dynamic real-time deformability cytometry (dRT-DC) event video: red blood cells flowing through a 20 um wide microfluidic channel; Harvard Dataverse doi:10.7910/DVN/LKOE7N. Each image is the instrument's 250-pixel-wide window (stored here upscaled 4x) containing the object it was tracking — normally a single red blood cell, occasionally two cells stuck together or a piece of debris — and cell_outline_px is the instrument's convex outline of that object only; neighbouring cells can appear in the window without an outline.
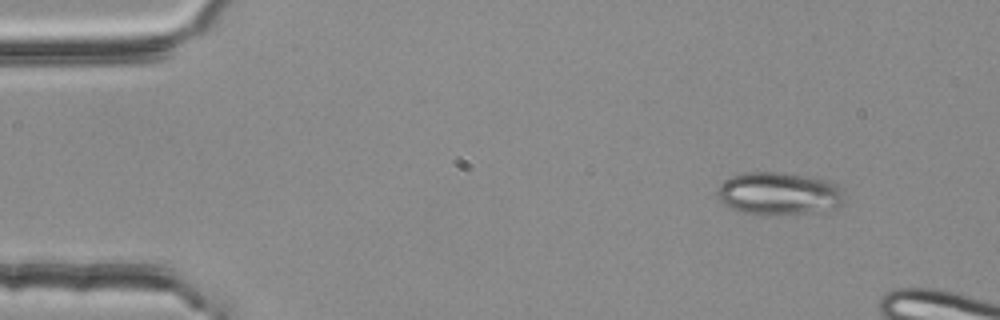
{"species": "common noctule bat (a hibernating species)", "species_latin": "Nyctalus noctula", "temperature_condition": "room temperature", "stored_images_in_passage": 9, "camera_frame_rate_fps": 3000, "um_per_image_px": 0.085, "animal": {"sex": "female", "body_mass_g": 25.1}, "frame": {"image": 1, "passage_image": 1, "time_ms": 0.0, "image_size_px": [1000, 320], "cell_outline_px": [[844, 200], [836, 208], [812, 212], [744, 212], [732, 208], [724, 204], [720, 200], [716, 192], [720, 184], [724, 180], [732, 176], [744, 172], [776, 172], [804, 176], [828, 180], [836, 184], [844, 192]], "centroid_in_image_um": [66.21, 16.41], "position_along_channel_um": 18.8, "area_um2": 30.69}}